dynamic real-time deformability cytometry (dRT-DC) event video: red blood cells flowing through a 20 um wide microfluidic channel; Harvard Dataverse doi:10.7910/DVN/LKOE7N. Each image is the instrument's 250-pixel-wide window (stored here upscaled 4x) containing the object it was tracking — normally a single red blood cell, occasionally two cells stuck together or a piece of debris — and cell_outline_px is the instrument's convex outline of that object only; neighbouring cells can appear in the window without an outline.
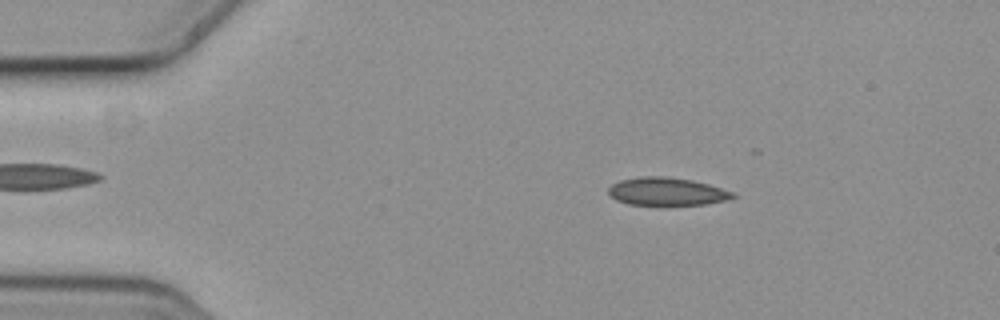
{"species": "common noctule bat (a hibernating species)", "species_latin": "Nyctalus noctula", "temperature_condition": "cold", "stored_images_in_passage": 4, "camera_frame_rate_fps": 3000, "um_per_image_px": 0.085, "animal": {"sex": "female", "body_mass_g": 19.3, "forearm_length_mm": 54.1}, "frame": {"image": 1, "passage_image": 2, "time_ms": 0.333, "image_size_px": [1000, 320], "cell_outline_px": [[736, 196], [724, 200], [708, 204], [660, 208], [628, 204], [616, 200], [608, 192], [608, 188], [612, 184], [620, 180], [644, 176], [660, 176], [692, 180], [708, 184], [732, 192]], "centroid_in_image_um": [56.64, 16.33], "position_along_channel_um": 28.4, "area_um2": 20.92}}